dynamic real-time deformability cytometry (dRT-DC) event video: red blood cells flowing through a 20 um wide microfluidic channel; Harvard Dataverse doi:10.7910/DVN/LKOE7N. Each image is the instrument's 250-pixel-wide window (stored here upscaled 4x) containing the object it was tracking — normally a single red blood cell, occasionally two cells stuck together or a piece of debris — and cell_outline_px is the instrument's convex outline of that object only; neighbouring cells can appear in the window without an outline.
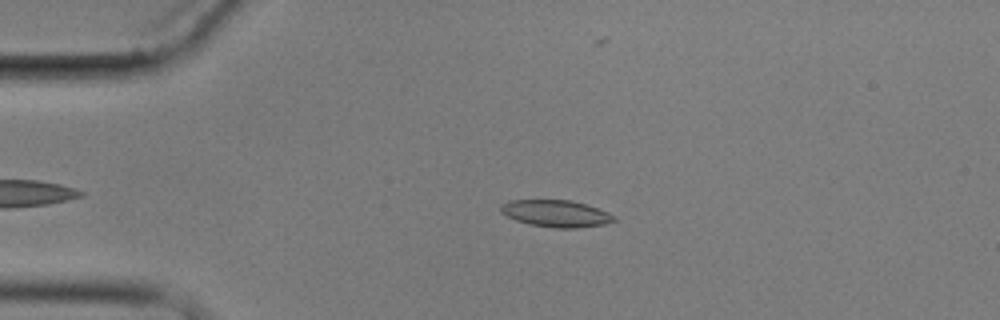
{"species": "common noctule bat (a hibernating species)", "species_latin": "Nyctalus noctula", "temperature_condition": "cold", "stored_images_in_passage": 4, "camera_frame_rate_fps": 3000, "um_per_image_px": 0.085, "animal": {"sex": "male", "body_mass_g": 17.9}, "frame": {"image": 1, "passage_image": 2, "time_ms": 2.333, "image_size_px": [1000, 320], "cell_outline_px": [[616, 220], [604, 224], [576, 228], [556, 228], [528, 224], [516, 220], [500, 212], [500, 204], [508, 200], [572, 200], [608, 212], [616, 216]], "centroid_in_image_um": [47.23, 18.14], "position_along_channel_um": 37.8, "area_um2": 17.74}}
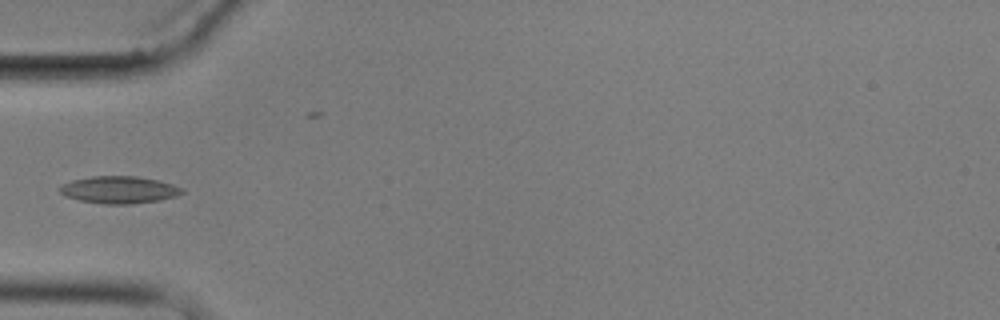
{"frame": {"image": 2, "passage_image": 4, "time_ms": 4.333, "image_size_px": [1000, 320], "cell_outline_px": [[184, 192], [176, 196], [160, 200], [132, 204], [104, 204], [80, 200], [64, 196], [60, 192], [60, 188], [64, 184], [72, 180], [92, 176], [136, 176], [156, 180], [172, 184], [180, 188]], "centroid_in_image_um": [10.11, 16.14], "position_along_channel_um": 74.9, "area_um2": 19.19}}